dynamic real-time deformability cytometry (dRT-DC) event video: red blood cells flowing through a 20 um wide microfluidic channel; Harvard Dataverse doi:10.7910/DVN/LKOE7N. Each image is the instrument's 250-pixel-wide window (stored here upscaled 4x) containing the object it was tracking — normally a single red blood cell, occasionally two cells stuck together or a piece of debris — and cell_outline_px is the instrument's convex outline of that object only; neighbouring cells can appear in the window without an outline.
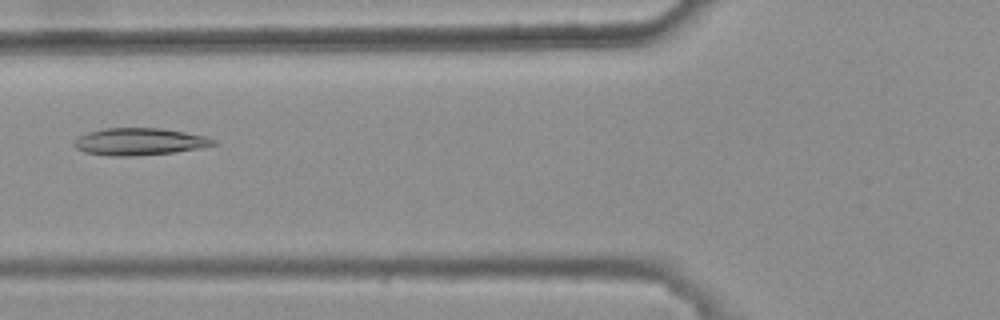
{"species": "common noctule bat (a hibernating species)", "species_latin": "Nyctalus noctula", "temperature_condition": "warm", "stored_images_in_passage": 5, "camera_frame_rate_fps": 3000, "um_per_image_px": 0.085, "animal": {"sex": "female", "body_mass_g": 25.1}, "frame": {"image": 1, "passage_image": 5, "time_ms": 1.333, "image_size_px": [1000, 320], "cell_outline_px": [[216, 144], [196, 148], [172, 152], [132, 156], [116, 156], [84, 152], [76, 148], [72, 144], [72, 140], [88, 132], [104, 128], [160, 128], [208, 136], [216, 140]], "centroid_in_image_um": [11.81, 12.03], "position_along_channel_um": 114.0, "area_um2": 21.85}}